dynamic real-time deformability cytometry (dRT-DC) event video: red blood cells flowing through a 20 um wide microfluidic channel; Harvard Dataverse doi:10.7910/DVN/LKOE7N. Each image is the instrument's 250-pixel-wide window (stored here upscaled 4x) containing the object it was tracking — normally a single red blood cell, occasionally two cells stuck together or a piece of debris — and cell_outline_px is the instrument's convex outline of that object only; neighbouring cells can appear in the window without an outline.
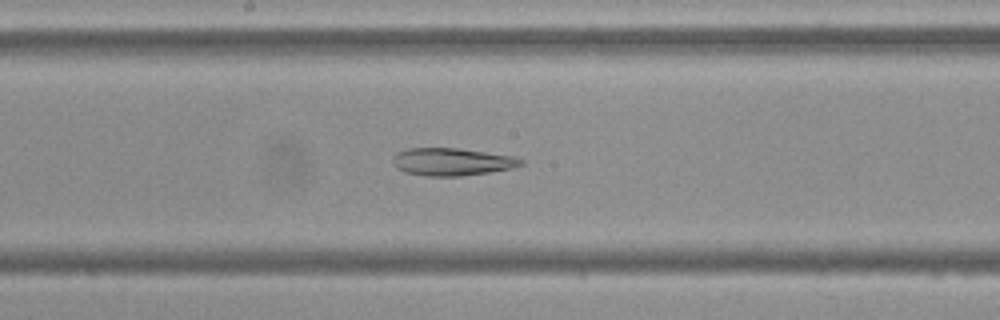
{"species": "Egyptian fruit bat (a non-hibernating species)", "species_latin": "Rousettus aegyptiacus", "temperature_condition": "cold", "stored_images_in_passage": 54, "segment_of_instrument_passage": [2, 2], "camera_frame_rate_fps": 3000, "um_per_image_px": 0.085, "frame": {"image": 1, "passage_image": 28, "time_ms": 9.0, "image_size_px": [1000, 320], "cell_outline_px": [[524, 164], [512, 168], [488, 172], [460, 176], [424, 176], [408, 172], [396, 168], [392, 164], [392, 156], [396, 152], [408, 148], [460, 148], [516, 156], [524, 160]], "centroid_in_image_um": [38.42, 13.74], "position_along_channel_um": 209.8, "area_um2": 20.81}}
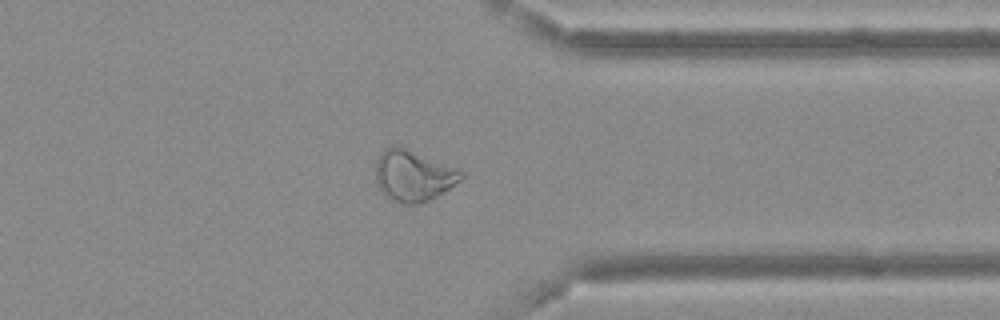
{"frame": {"image": 2, "passage_image": 42, "time_ms": 13.667, "image_size_px": [1000, 320], "cell_outline_px": [[464, 176], [460, 180], [436, 196], [420, 204], [404, 204], [384, 196], [376, 184], [376, 160], [380, 152], [384, 148], [392, 144], [404, 148], [460, 168], [464, 172]], "centroid_in_image_um": [35.11, 14.92], "position_along_channel_um": 376.3, "area_um2": 25.55}}
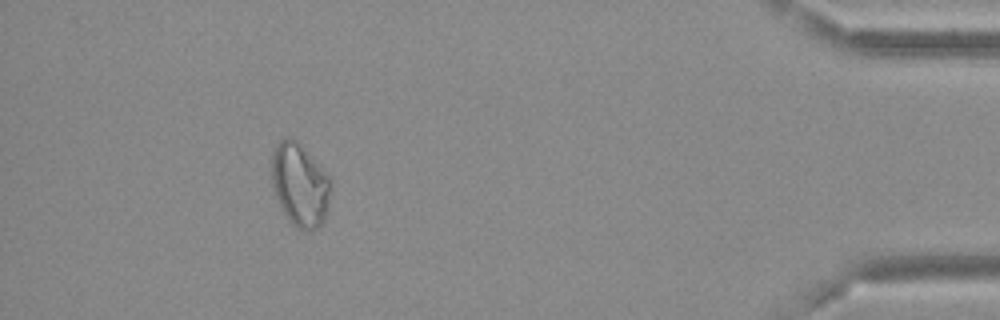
{"frame": {"image": 3, "passage_image": 49, "time_ms": 16.0, "image_size_px": [1000, 320], "cell_outline_px": [[328, 212], [324, 220], [316, 228], [308, 232], [304, 232], [296, 228], [288, 220], [280, 208], [272, 188], [272, 152], [276, 144], [284, 136], [292, 136], [300, 144], [328, 176]], "centroid_in_image_um": [25.43, 15.73], "position_along_channel_um": 409.8, "area_um2": 28.55}}